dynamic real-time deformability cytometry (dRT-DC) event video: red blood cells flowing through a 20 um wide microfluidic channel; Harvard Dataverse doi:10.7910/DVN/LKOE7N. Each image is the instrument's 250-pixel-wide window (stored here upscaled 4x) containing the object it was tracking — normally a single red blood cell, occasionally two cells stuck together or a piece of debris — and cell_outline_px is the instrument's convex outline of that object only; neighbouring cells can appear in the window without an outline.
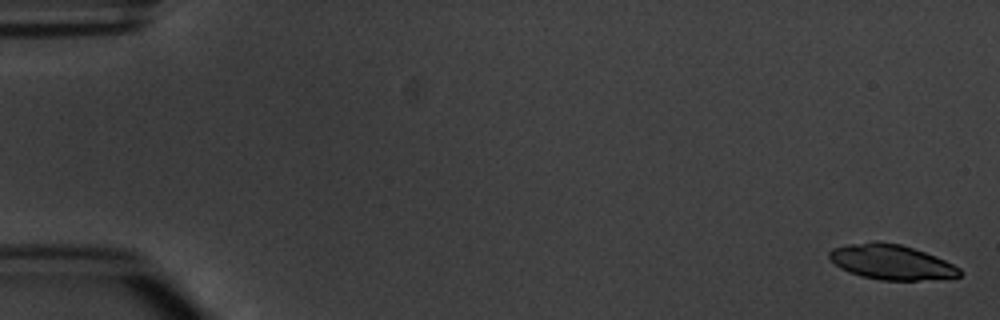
{"species": "common noctule bat (a hibernating species)", "species_latin": "Nyctalus noctula", "temperature_condition": "warm", "stored_images_in_passage": 5, "camera_frame_rate_fps": 3000, "um_per_image_px": 0.085, "animal": {"sex": "male", "body_mass_g": 20.1, "forearm_length_mm": 53.5}, "frame": {"image": 1, "passage_image": 1, "time_ms": 0.0, "image_size_px": [1000, 320], "cell_outline_px": [[964, 272], [960, 276], [916, 280], [880, 280], [860, 276], [848, 272], [840, 268], [828, 256], [828, 252], [832, 248], [848, 244], [872, 240], [876, 240], [900, 244], [936, 256], [960, 268]], "centroid_in_image_um": [75.72, 22.26], "position_along_channel_um": 9.3, "area_um2": 26.59}}